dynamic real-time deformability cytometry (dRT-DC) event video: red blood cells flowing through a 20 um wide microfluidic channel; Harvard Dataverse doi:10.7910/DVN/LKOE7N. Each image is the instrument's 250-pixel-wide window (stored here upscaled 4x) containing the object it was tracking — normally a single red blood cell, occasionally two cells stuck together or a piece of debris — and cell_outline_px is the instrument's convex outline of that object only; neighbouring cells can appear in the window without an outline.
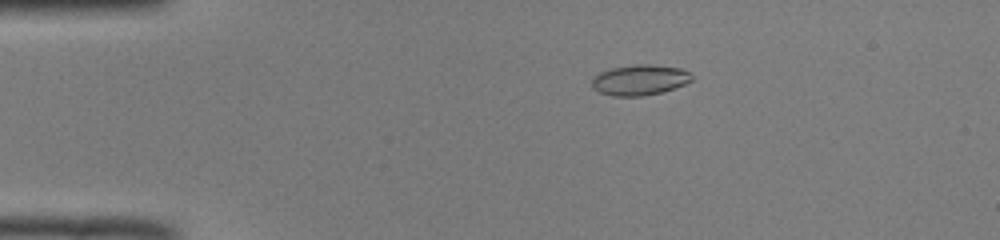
{"species": "common noctule bat (a hibernating species)", "species_latin": "Nyctalus noctula", "temperature_condition": "room temperature", "stored_images_in_passage": 52, "camera_frame_rate_fps": 3000, "um_per_image_px": 0.085, "animal": {"sex": "male", "body_mass_g": 19.0, "forearm_length_mm": 50.8}, "frame": {"image": 1, "passage_image": 11, "time_ms": 3.333, "image_size_px": [1000, 240], "cell_outline_px": [[692, 80], [684, 84], [660, 92], [640, 96], [612, 96], [600, 92], [592, 88], [592, 80], [600, 72], [612, 68], [632, 64], [652, 64], [684, 68], [692, 76]], "centroid_in_image_um": [54.38, 6.78], "position_along_channel_um": 30.6, "area_um2": 17.69}}
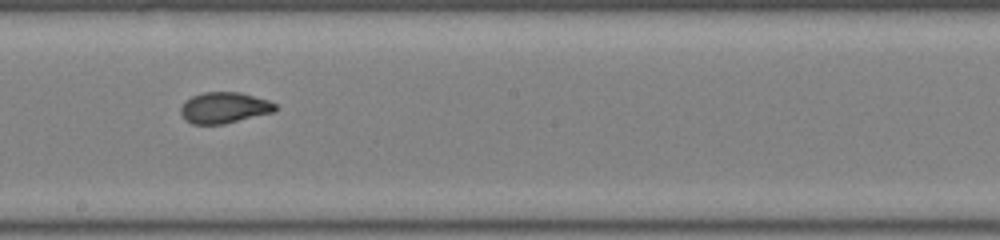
{"frame": {"image": 2, "passage_image": 30, "time_ms": 9.667, "image_size_px": [1000, 240], "cell_outline_px": [[276, 108], [272, 112], [224, 124], [192, 124], [184, 120], [180, 112], [180, 108], [184, 100], [192, 96], [204, 92], [240, 92], [268, 100], [276, 104]], "centroid_in_image_um": [19.0, 9.15], "position_along_channel_um": 229.2, "area_um2": 17.11}}
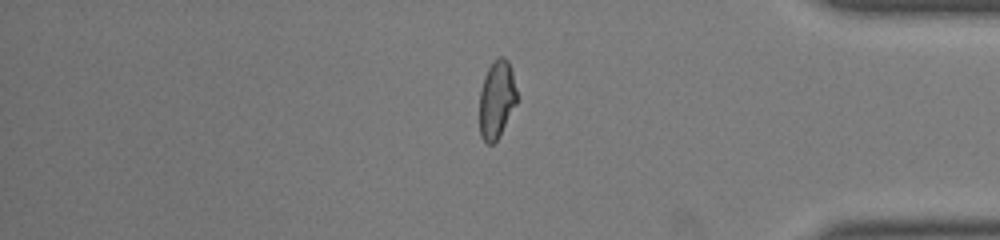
{"frame": {"image": 3, "passage_image": 44, "time_ms": 14.333, "image_size_px": [1000, 240], "cell_outline_px": [[516, 104], [500, 136], [492, 144], [488, 144], [480, 136], [480, 92], [484, 76], [488, 68], [500, 56], [504, 56], [508, 60], [512, 72], [516, 88]], "centroid_in_image_um": [42.22, 8.47], "position_along_channel_um": 393.0, "area_um2": 16.82}, "authors_computed_cell_mechanics": {"area_um2": 17.5134, "velocity_mm_per_s": 4.0, "shape_relaxation_time_tau1_ms": 9.8933, "shape_relaxation_time_tau2_ms": 0.9467, "deformation_change_tau1": 0.2612, "deformation_change_tau2": 0.0478}}